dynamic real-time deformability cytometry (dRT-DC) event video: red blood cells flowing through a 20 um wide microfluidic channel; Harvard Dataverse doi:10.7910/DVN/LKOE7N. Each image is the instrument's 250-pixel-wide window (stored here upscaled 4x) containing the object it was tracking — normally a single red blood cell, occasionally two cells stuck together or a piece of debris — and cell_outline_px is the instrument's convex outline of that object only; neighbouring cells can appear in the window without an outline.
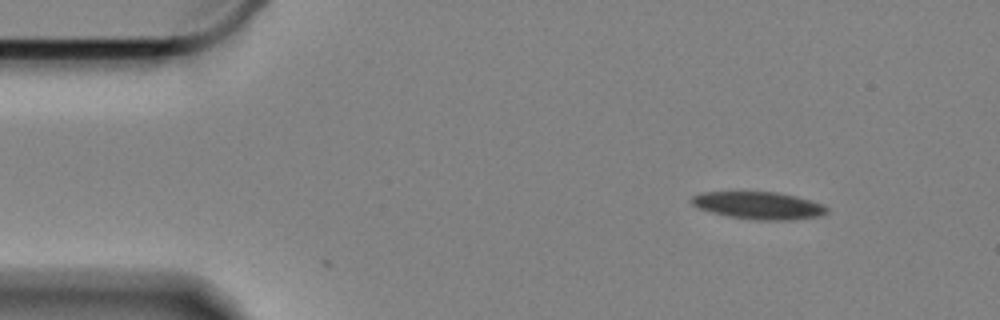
{"species": "Egyptian fruit bat (a non-hibernating species)", "species_latin": "Rousettus aegyptiacus", "temperature_condition": "cold", "stored_images_in_passage": 2, "camera_frame_rate_fps": 3000, "um_per_image_px": 0.085, "animal": {"sex": "female"}, "frame": {"image": 1, "passage_image": 1, "time_ms": 0.0, "image_size_px": [1000, 320], "cell_outline_px": [[828, 212], [820, 216], [796, 220], [756, 220], [728, 216], [696, 208], [692, 204], [692, 196], [704, 192], [776, 192], [796, 196], [824, 204], [828, 208]], "centroid_in_image_um": [64.52, 17.47], "position_along_channel_um": 20.5, "area_um2": 21.68}}